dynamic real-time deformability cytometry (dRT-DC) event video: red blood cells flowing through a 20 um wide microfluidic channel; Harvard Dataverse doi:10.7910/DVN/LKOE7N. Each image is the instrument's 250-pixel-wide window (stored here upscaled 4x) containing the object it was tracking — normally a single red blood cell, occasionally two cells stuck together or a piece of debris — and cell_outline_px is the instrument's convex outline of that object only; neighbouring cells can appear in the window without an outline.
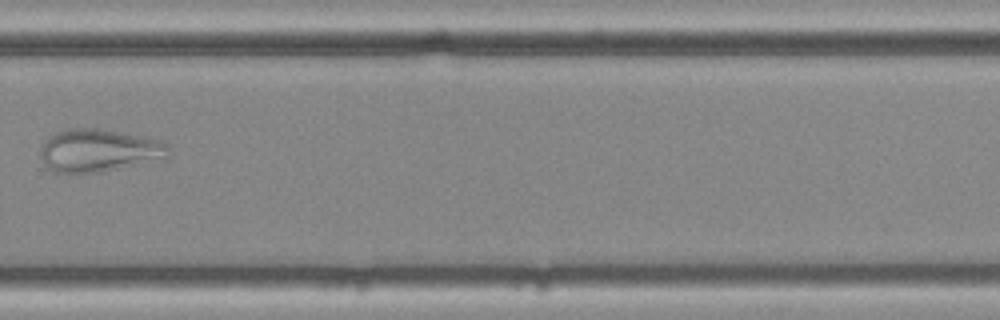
{"species": "common noctule bat (a hibernating species)", "species_latin": "Nyctalus noctula", "temperature_condition": "cold", "stored_images_in_passage": 7, "camera_frame_rate_fps": 3000, "um_per_image_px": 0.085, "animal": {"sex": "female", "body_mass_g": 25.1}, "frame": {"image": 1, "passage_image": 7, "time_ms": 2.0, "image_size_px": [1000, 320], "cell_outline_px": [[168, 156], [116, 168], [96, 172], [68, 176], [52, 172], [44, 164], [40, 156], [40, 148], [48, 136], [56, 132], [68, 128], [100, 128], [160, 140], [168, 148]], "centroid_in_image_um": [8.24, 12.8], "position_along_channel_um": 321.6, "area_um2": 31.85}}